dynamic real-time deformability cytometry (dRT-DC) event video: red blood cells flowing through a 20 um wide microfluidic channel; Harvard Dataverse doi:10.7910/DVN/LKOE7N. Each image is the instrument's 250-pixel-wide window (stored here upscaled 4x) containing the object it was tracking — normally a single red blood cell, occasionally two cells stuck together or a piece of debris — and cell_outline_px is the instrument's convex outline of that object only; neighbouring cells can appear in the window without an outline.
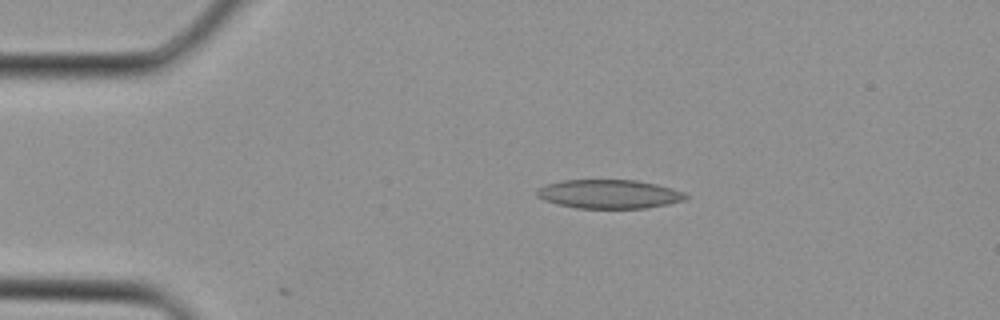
{"species": "Egyptian fruit bat (a non-hibernating species)", "species_latin": "Rousettus aegyptiacus", "temperature_condition": "cold", "stored_images_in_passage": 1, "camera_frame_rate_fps": 3000, "um_per_image_px": 0.085, "animal": {"sex": "female"}, "frame": {"image": 1, "passage_image": 1, "time_ms": 0.0, "image_size_px": [1000, 320], "cell_outline_px": [[688, 196], [684, 200], [668, 204], [644, 208], [576, 208], [556, 204], [544, 200], [536, 196], [536, 188], [548, 184], [564, 180], [636, 180], [656, 184], [672, 188], [684, 192]], "centroid_in_image_um": [51.75, 16.49], "position_along_channel_um": 33.2, "area_um2": 25.03}}